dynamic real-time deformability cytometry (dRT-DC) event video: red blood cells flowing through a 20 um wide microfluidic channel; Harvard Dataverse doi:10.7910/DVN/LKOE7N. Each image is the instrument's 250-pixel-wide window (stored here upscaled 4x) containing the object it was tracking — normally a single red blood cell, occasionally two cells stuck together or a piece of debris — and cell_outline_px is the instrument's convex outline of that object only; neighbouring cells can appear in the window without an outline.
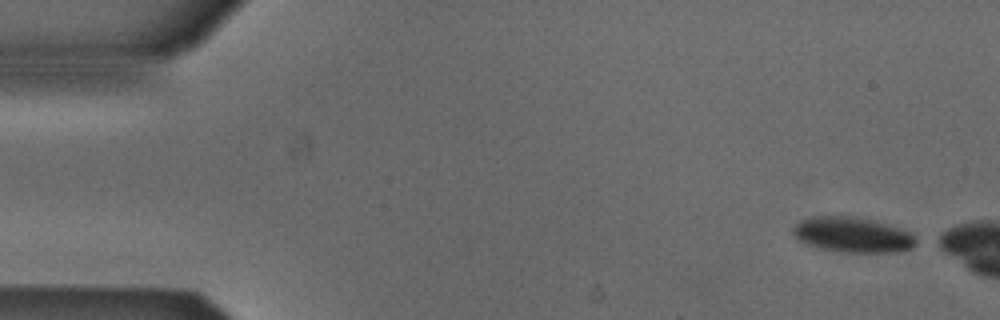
{"species": "Egyptian fruit bat (a non-hibernating species)", "species_latin": "Rousettus aegyptiacus", "temperature_condition": "cold", "stored_images_in_passage": 9, "camera_frame_rate_fps": 3000, "um_per_image_px": 0.085, "animal": {"sex": "male"}, "frame": {"image": 1, "passage_image": 1, "time_ms": 0.0, "image_size_px": [1000, 320], "cell_outline_px": [[916, 244], [912, 248], [900, 252], [844, 252], [820, 248], [804, 244], [796, 240], [792, 232], [792, 228], [800, 220], [816, 216], [848, 216], [868, 220], [900, 228], [912, 232], [916, 240]], "centroid_in_image_um": [72.44, 19.97], "position_along_channel_um": 12.6, "area_um2": 25.2}}